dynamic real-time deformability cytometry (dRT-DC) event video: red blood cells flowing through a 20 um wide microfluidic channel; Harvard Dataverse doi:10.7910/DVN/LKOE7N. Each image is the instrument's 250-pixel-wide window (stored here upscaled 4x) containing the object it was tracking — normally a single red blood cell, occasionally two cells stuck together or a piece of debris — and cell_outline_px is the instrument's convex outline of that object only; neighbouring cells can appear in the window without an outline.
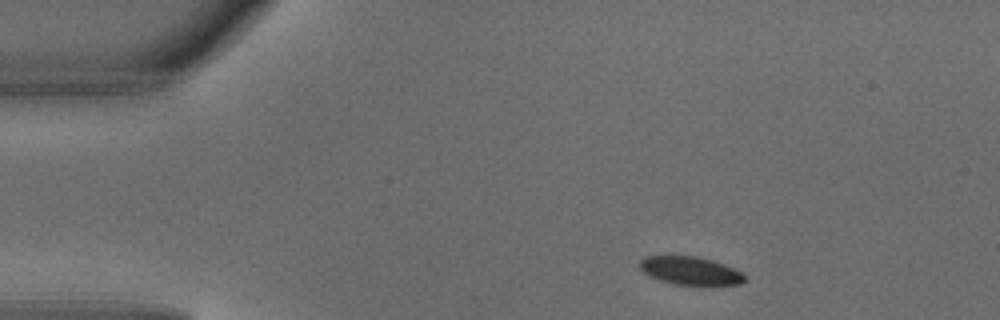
{"species": "common noctule bat (a hibernating species)", "species_latin": "Nyctalus noctula", "temperature_condition": "warm", "stored_images_in_passage": 4, "camera_frame_rate_fps": 3000, "um_per_image_px": 0.085, "animal": {"sex": "male", "body_mass_g": 18.8}, "frame": {"image": 1, "passage_image": 1, "time_ms": 0.0, "image_size_px": [1000, 320], "cell_outline_px": [[744, 280], [740, 284], [712, 288], [676, 284], [660, 280], [648, 276], [640, 268], [640, 260], [644, 256], [696, 256], [712, 260], [724, 264], [740, 272], [744, 276]], "centroid_in_image_um": [58.7, 23.06], "position_along_channel_um": 26.3, "area_um2": 17.74}}
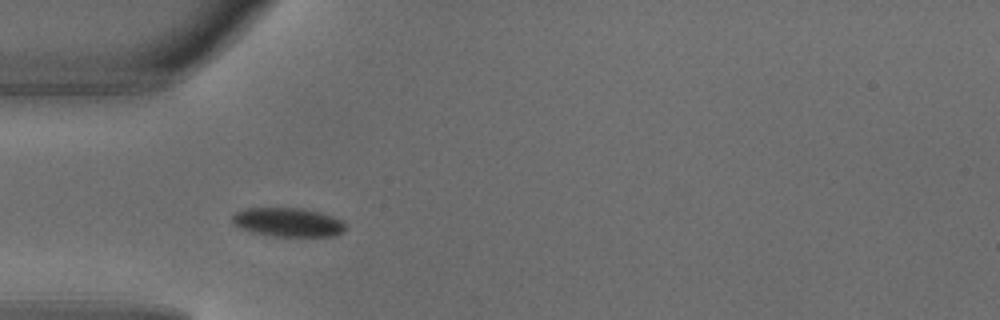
{"frame": {"image": 2, "passage_image": 3, "time_ms": 0.667, "image_size_px": [1000, 320], "cell_outline_px": [[348, 228], [344, 232], [336, 236], [272, 236], [252, 232], [240, 228], [232, 220], [232, 216], [236, 212], [244, 208], [300, 208], [320, 212], [344, 220]], "centroid_in_image_um": [24.55, 18.89], "position_along_channel_um": 60.5, "area_um2": 19.25}}
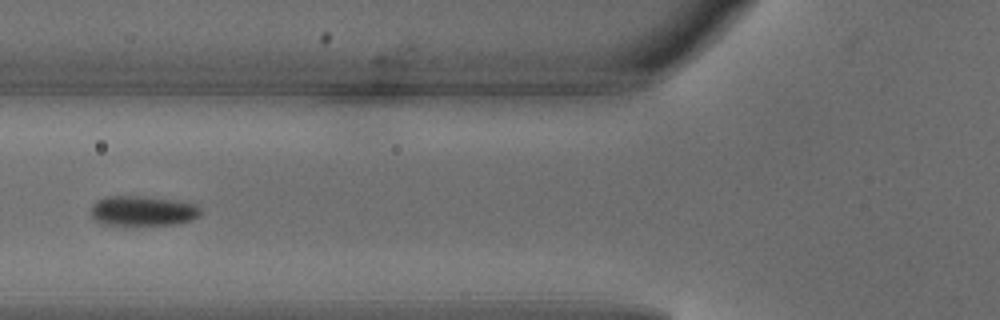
{"frame": {"image": 3, "passage_image": 4, "time_ms": 1.0, "image_size_px": [1000, 320], "cell_outline_px": [[200, 216], [192, 220], [180, 224], [100, 224], [92, 216], [92, 204], [96, 200], [108, 196], [144, 196], [176, 200], [196, 204], [200, 208]], "centroid_in_image_um": [12.16, 17.91], "position_along_channel_um": 113.6, "area_um2": 19.13}}